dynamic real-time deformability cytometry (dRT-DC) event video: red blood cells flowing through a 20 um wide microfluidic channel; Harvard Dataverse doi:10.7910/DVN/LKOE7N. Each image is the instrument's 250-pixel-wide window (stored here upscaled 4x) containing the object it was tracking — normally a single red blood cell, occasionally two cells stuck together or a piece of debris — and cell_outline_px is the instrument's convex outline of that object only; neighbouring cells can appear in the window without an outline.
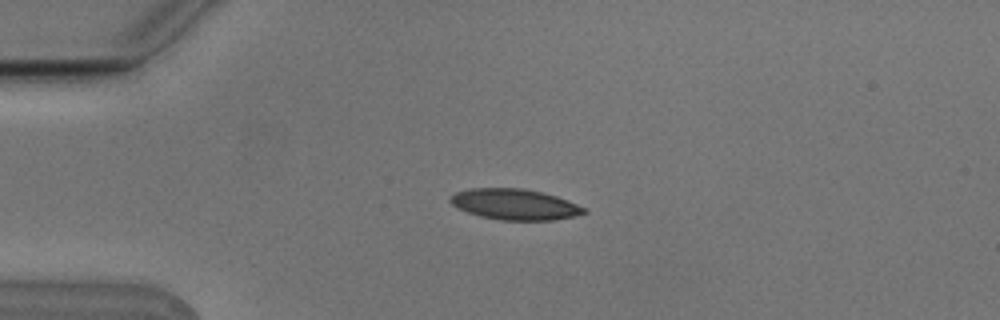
{"species": "Egyptian fruit bat (a non-hibernating species)", "species_latin": "Rousettus aegyptiacus", "temperature_condition": "cold", "stored_images_in_passage": 5, "camera_frame_rate_fps": 3000, "um_per_image_px": 0.085, "animal": {"sex": "male"}, "frame": {"image": 1, "passage_image": 4, "time_ms": 1.0, "image_size_px": [1000, 320], "cell_outline_px": [[588, 212], [572, 216], [552, 220], [500, 220], [480, 216], [468, 212], [452, 204], [448, 200], [456, 192], [472, 188], [524, 188], [556, 196], [588, 208]], "centroid_in_image_um": [43.78, 17.37], "position_along_channel_um": 41.2, "area_um2": 23.81}}